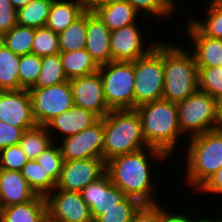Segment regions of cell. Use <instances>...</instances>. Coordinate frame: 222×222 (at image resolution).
<instances>
[{
    "instance_id": "cell-1",
    "label": "cell",
    "mask_w": 222,
    "mask_h": 222,
    "mask_svg": "<svg viewBox=\"0 0 222 222\" xmlns=\"http://www.w3.org/2000/svg\"><path fill=\"white\" fill-rule=\"evenodd\" d=\"M150 152H146V151ZM140 151L120 155L106 162V173L111 182L127 197L138 200L141 204H156L154 185L149 161L165 160L169 157L161 150L148 147ZM149 154V156L147 155ZM156 200V201H155Z\"/></svg>"
},
{
    "instance_id": "cell-2",
    "label": "cell",
    "mask_w": 222,
    "mask_h": 222,
    "mask_svg": "<svg viewBox=\"0 0 222 222\" xmlns=\"http://www.w3.org/2000/svg\"><path fill=\"white\" fill-rule=\"evenodd\" d=\"M142 121V132L148 147L173 155L183 135L178 121L177 103L160 99L137 106ZM176 147V148H175Z\"/></svg>"
},
{
    "instance_id": "cell-3",
    "label": "cell",
    "mask_w": 222,
    "mask_h": 222,
    "mask_svg": "<svg viewBox=\"0 0 222 222\" xmlns=\"http://www.w3.org/2000/svg\"><path fill=\"white\" fill-rule=\"evenodd\" d=\"M148 148L136 109L111 110L104 117L103 160Z\"/></svg>"
},
{
    "instance_id": "cell-4",
    "label": "cell",
    "mask_w": 222,
    "mask_h": 222,
    "mask_svg": "<svg viewBox=\"0 0 222 222\" xmlns=\"http://www.w3.org/2000/svg\"><path fill=\"white\" fill-rule=\"evenodd\" d=\"M164 90L162 99L184 101L198 88V67L192 52L163 40Z\"/></svg>"
},
{
    "instance_id": "cell-5",
    "label": "cell",
    "mask_w": 222,
    "mask_h": 222,
    "mask_svg": "<svg viewBox=\"0 0 222 222\" xmlns=\"http://www.w3.org/2000/svg\"><path fill=\"white\" fill-rule=\"evenodd\" d=\"M185 150V182L198 191L222 168V127L190 137Z\"/></svg>"
},
{
    "instance_id": "cell-6",
    "label": "cell",
    "mask_w": 222,
    "mask_h": 222,
    "mask_svg": "<svg viewBox=\"0 0 222 222\" xmlns=\"http://www.w3.org/2000/svg\"><path fill=\"white\" fill-rule=\"evenodd\" d=\"M134 109L162 99L164 90L163 40L145 56L134 61Z\"/></svg>"
},
{
    "instance_id": "cell-7",
    "label": "cell",
    "mask_w": 222,
    "mask_h": 222,
    "mask_svg": "<svg viewBox=\"0 0 222 222\" xmlns=\"http://www.w3.org/2000/svg\"><path fill=\"white\" fill-rule=\"evenodd\" d=\"M99 73L108 108L134 109V61H111L100 65Z\"/></svg>"
},
{
    "instance_id": "cell-8",
    "label": "cell",
    "mask_w": 222,
    "mask_h": 222,
    "mask_svg": "<svg viewBox=\"0 0 222 222\" xmlns=\"http://www.w3.org/2000/svg\"><path fill=\"white\" fill-rule=\"evenodd\" d=\"M178 121L182 134L189 137L221 128L216 114L215 98L197 90L184 101L177 103Z\"/></svg>"
},
{
    "instance_id": "cell-9",
    "label": "cell",
    "mask_w": 222,
    "mask_h": 222,
    "mask_svg": "<svg viewBox=\"0 0 222 222\" xmlns=\"http://www.w3.org/2000/svg\"><path fill=\"white\" fill-rule=\"evenodd\" d=\"M28 92L32 116L37 125L45 126L55 116L74 105L69 81L44 88H30Z\"/></svg>"
},
{
    "instance_id": "cell-10",
    "label": "cell",
    "mask_w": 222,
    "mask_h": 222,
    "mask_svg": "<svg viewBox=\"0 0 222 222\" xmlns=\"http://www.w3.org/2000/svg\"><path fill=\"white\" fill-rule=\"evenodd\" d=\"M59 144L64 161L103 159L104 118Z\"/></svg>"
},
{
    "instance_id": "cell-11",
    "label": "cell",
    "mask_w": 222,
    "mask_h": 222,
    "mask_svg": "<svg viewBox=\"0 0 222 222\" xmlns=\"http://www.w3.org/2000/svg\"><path fill=\"white\" fill-rule=\"evenodd\" d=\"M54 190L45 197L48 222H94L80 192Z\"/></svg>"
},
{
    "instance_id": "cell-12",
    "label": "cell",
    "mask_w": 222,
    "mask_h": 222,
    "mask_svg": "<svg viewBox=\"0 0 222 222\" xmlns=\"http://www.w3.org/2000/svg\"><path fill=\"white\" fill-rule=\"evenodd\" d=\"M106 173L103 159L88 158L64 161L55 189L81 192L88 184Z\"/></svg>"
},
{
    "instance_id": "cell-13",
    "label": "cell",
    "mask_w": 222,
    "mask_h": 222,
    "mask_svg": "<svg viewBox=\"0 0 222 222\" xmlns=\"http://www.w3.org/2000/svg\"><path fill=\"white\" fill-rule=\"evenodd\" d=\"M74 106L92 111L104 118L111 110L106 104L99 70L69 80Z\"/></svg>"
},
{
    "instance_id": "cell-14",
    "label": "cell",
    "mask_w": 222,
    "mask_h": 222,
    "mask_svg": "<svg viewBox=\"0 0 222 222\" xmlns=\"http://www.w3.org/2000/svg\"><path fill=\"white\" fill-rule=\"evenodd\" d=\"M138 26L137 23H134L111 32L112 61H136L138 58L147 55L160 41L157 40L150 44L151 47H144L146 41H144V34L140 32Z\"/></svg>"
},
{
    "instance_id": "cell-15",
    "label": "cell",
    "mask_w": 222,
    "mask_h": 222,
    "mask_svg": "<svg viewBox=\"0 0 222 222\" xmlns=\"http://www.w3.org/2000/svg\"><path fill=\"white\" fill-rule=\"evenodd\" d=\"M0 121L23 130L37 125L28 89L0 91Z\"/></svg>"
},
{
    "instance_id": "cell-16",
    "label": "cell",
    "mask_w": 222,
    "mask_h": 222,
    "mask_svg": "<svg viewBox=\"0 0 222 222\" xmlns=\"http://www.w3.org/2000/svg\"><path fill=\"white\" fill-rule=\"evenodd\" d=\"M110 39L111 31L94 11L87 10L85 49L99 66L112 61Z\"/></svg>"
},
{
    "instance_id": "cell-17",
    "label": "cell",
    "mask_w": 222,
    "mask_h": 222,
    "mask_svg": "<svg viewBox=\"0 0 222 222\" xmlns=\"http://www.w3.org/2000/svg\"><path fill=\"white\" fill-rule=\"evenodd\" d=\"M99 119L100 117L92 111L73 105L67 111L55 116L45 126L52 140H55L53 136L54 131L64 135L61 139H66L92 126Z\"/></svg>"
},
{
    "instance_id": "cell-18",
    "label": "cell",
    "mask_w": 222,
    "mask_h": 222,
    "mask_svg": "<svg viewBox=\"0 0 222 222\" xmlns=\"http://www.w3.org/2000/svg\"><path fill=\"white\" fill-rule=\"evenodd\" d=\"M82 199L89 206L92 214L98 207L110 208L118 206L126 194L114 185L107 173L98 180L88 184L81 192Z\"/></svg>"
},
{
    "instance_id": "cell-19",
    "label": "cell",
    "mask_w": 222,
    "mask_h": 222,
    "mask_svg": "<svg viewBox=\"0 0 222 222\" xmlns=\"http://www.w3.org/2000/svg\"><path fill=\"white\" fill-rule=\"evenodd\" d=\"M186 35L192 38L195 50L193 56L197 67H222V39L204 36L189 20Z\"/></svg>"
},
{
    "instance_id": "cell-20",
    "label": "cell",
    "mask_w": 222,
    "mask_h": 222,
    "mask_svg": "<svg viewBox=\"0 0 222 222\" xmlns=\"http://www.w3.org/2000/svg\"><path fill=\"white\" fill-rule=\"evenodd\" d=\"M36 193L30 188L21 171L0 169L1 208L32 200Z\"/></svg>"
},
{
    "instance_id": "cell-21",
    "label": "cell",
    "mask_w": 222,
    "mask_h": 222,
    "mask_svg": "<svg viewBox=\"0 0 222 222\" xmlns=\"http://www.w3.org/2000/svg\"><path fill=\"white\" fill-rule=\"evenodd\" d=\"M0 219L3 222H48L46 198L36 195L28 202L1 208Z\"/></svg>"
},
{
    "instance_id": "cell-22",
    "label": "cell",
    "mask_w": 222,
    "mask_h": 222,
    "mask_svg": "<svg viewBox=\"0 0 222 222\" xmlns=\"http://www.w3.org/2000/svg\"><path fill=\"white\" fill-rule=\"evenodd\" d=\"M94 12L112 32L122 27L136 23L140 15L133 6L125 0H116L99 6Z\"/></svg>"
},
{
    "instance_id": "cell-23",
    "label": "cell",
    "mask_w": 222,
    "mask_h": 222,
    "mask_svg": "<svg viewBox=\"0 0 222 222\" xmlns=\"http://www.w3.org/2000/svg\"><path fill=\"white\" fill-rule=\"evenodd\" d=\"M84 11L80 0H53L45 27L59 34Z\"/></svg>"
},
{
    "instance_id": "cell-24",
    "label": "cell",
    "mask_w": 222,
    "mask_h": 222,
    "mask_svg": "<svg viewBox=\"0 0 222 222\" xmlns=\"http://www.w3.org/2000/svg\"><path fill=\"white\" fill-rule=\"evenodd\" d=\"M60 57L68 80L99 70V65L85 48L77 51L60 52Z\"/></svg>"
},
{
    "instance_id": "cell-25",
    "label": "cell",
    "mask_w": 222,
    "mask_h": 222,
    "mask_svg": "<svg viewBox=\"0 0 222 222\" xmlns=\"http://www.w3.org/2000/svg\"><path fill=\"white\" fill-rule=\"evenodd\" d=\"M54 141L44 125H35L23 132L19 145L28 160H36Z\"/></svg>"
},
{
    "instance_id": "cell-26",
    "label": "cell",
    "mask_w": 222,
    "mask_h": 222,
    "mask_svg": "<svg viewBox=\"0 0 222 222\" xmlns=\"http://www.w3.org/2000/svg\"><path fill=\"white\" fill-rule=\"evenodd\" d=\"M20 56L0 41V91L19 90Z\"/></svg>"
},
{
    "instance_id": "cell-27",
    "label": "cell",
    "mask_w": 222,
    "mask_h": 222,
    "mask_svg": "<svg viewBox=\"0 0 222 222\" xmlns=\"http://www.w3.org/2000/svg\"><path fill=\"white\" fill-rule=\"evenodd\" d=\"M142 204L132 197H125L118 206L110 208L98 207L91 217L94 222H131L134 213Z\"/></svg>"
},
{
    "instance_id": "cell-28",
    "label": "cell",
    "mask_w": 222,
    "mask_h": 222,
    "mask_svg": "<svg viewBox=\"0 0 222 222\" xmlns=\"http://www.w3.org/2000/svg\"><path fill=\"white\" fill-rule=\"evenodd\" d=\"M87 10L59 33L60 52L77 51L86 46Z\"/></svg>"
},
{
    "instance_id": "cell-29",
    "label": "cell",
    "mask_w": 222,
    "mask_h": 222,
    "mask_svg": "<svg viewBox=\"0 0 222 222\" xmlns=\"http://www.w3.org/2000/svg\"><path fill=\"white\" fill-rule=\"evenodd\" d=\"M53 0H32L17 10V23L21 26L38 29L45 27Z\"/></svg>"
},
{
    "instance_id": "cell-30",
    "label": "cell",
    "mask_w": 222,
    "mask_h": 222,
    "mask_svg": "<svg viewBox=\"0 0 222 222\" xmlns=\"http://www.w3.org/2000/svg\"><path fill=\"white\" fill-rule=\"evenodd\" d=\"M21 174L36 195L46 197L56 187V182L45 172L36 160H28L22 167Z\"/></svg>"
},
{
    "instance_id": "cell-31",
    "label": "cell",
    "mask_w": 222,
    "mask_h": 222,
    "mask_svg": "<svg viewBox=\"0 0 222 222\" xmlns=\"http://www.w3.org/2000/svg\"><path fill=\"white\" fill-rule=\"evenodd\" d=\"M34 33L35 28L17 24L10 31L6 32L0 38V41L19 56L32 54Z\"/></svg>"
},
{
    "instance_id": "cell-32",
    "label": "cell",
    "mask_w": 222,
    "mask_h": 222,
    "mask_svg": "<svg viewBox=\"0 0 222 222\" xmlns=\"http://www.w3.org/2000/svg\"><path fill=\"white\" fill-rule=\"evenodd\" d=\"M69 81L64 73L60 53L43 56L42 67L32 88H44Z\"/></svg>"
},
{
    "instance_id": "cell-33",
    "label": "cell",
    "mask_w": 222,
    "mask_h": 222,
    "mask_svg": "<svg viewBox=\"0 0 222 222\" xmlns=\"http://www.w3.org/2000/svg\"><path fill=\"white\" fill-rule=\"evenodd\" d=\"M206 16L202 20L196 17L189 21L204 35L210 38L222 39V7L213 5L210 1L206 9Z\"/></svg>"
},
{
    "instance_id": "cell-34",
    "label": "cell",
    "mask_w": 222,
    "mask_h": 222,
    "mask_svg": "<svg viewBox=\"0 0 222 222\" xmlns=\"http://www.w3.org/2000/svg\"><path fill=\"white\" fill-rule=\"evenodd\" d=\"M134 9L141 14L144 15V18H148L149 16L155 15V19H164L166 20L169 16L175 14L176 11V2L175 0H125ZM151 14V15H150Z\"/></svg>"
},
{
    "instance_id": "cell-35",
    "label": "cell",
    "mask_w": 222,
    "mask_h": 222,
    "mask_svg": "<svg viewBox=\"0 0 222 222\" xmlns=\"http://www.w3.org/2000/svg\"><path fill=\"white\" fill-rule=\"evenodd\" d=\"M60 53L59 34L46 27L35 29L32 54L40 57Z\"/></svg>"
},
{
    "instance_id": "cell-36",
    "label": "cell",
    "mask_w": 222,
    "mask_h": 222,
    "mask_svg": "<svg viewBox=\"0 0 222 222\" xmlns=\"http://www.w3.org/2000/svg\"><path fill=\"white\" fill-rule=\"evenodd\" d=\"M42 67V57L35 54L20 56L19 61V89L32 88Z\"/></svg>"
},
{
    "instance_id": "cell-37",
    "label": "cell",
    "mask_w": 222,
    "mask_h": 222,
    "mask_svg": "<svg viewBox=\"0 0 222 222\" xmlns=\"http://www.w3.org/2000/svg\"><path fill=\"white\" fill-rule=\"evenodd\" d=\"M198 88L216 98L222 94V67H198Z\"/></svg>"
},
{
    "instance_id": "cell-38",
    "label": "cell",
    "mask_w": 222,
    "mask_h": 222,
    "mask_svg": "<svg viewBox=\"0 0 222 222\" xmlns=\"http://www.w3.org/2000/svg\"><path fill=\"white\" fill-rule=\"evenodd\" d=\"M54 141L47 149H45L36 159L38 164L45 172L57 182L62 171L63 156L60 146ZM56 144V145H55ZM55 145V146H54Z\"/></svg>"
},
{
    "instance_id": "cell-39",
    "label": "cell",
    "mask_w": 222,
    "mask_h": 222,
    "mask_svg": "<svg viewBox=\"0 0 222 222\" xmlns=\"http://www.w3.org/2000/svg\"><path fill=\"white\" fill-rule=\"evenodd\" d=\"M28 159L19 144L0 150V169L21 171Z\"/></svg>"
},
{
    "instance_id": "cell-40",
    "label": "cell",
    "mask_w": 222,
    "mask_h": 222,
    "mask_svg": "<svg viewBox=\"0 0 222 222\" xmlns=\"http://www.w3.org/2000/svg\"><path fill=\"white\" fill-rule=\"evenodd\" d=\"M17 24V10L9 0H0V38Z\"/></svg>"
},
{
    "instance_id": "cell-41",
    "label": "cell",
    "mask_w": 222,
    "mask_h": 222,
    "mask_svg": "<svg viewBox=\"0 0 222 222\" xmlns=\"http://www.w3.org/2000/svg\"><path fill=\"white\" fill-rule=\"evenodd\" d=\"M24 130L0 121V150L19 144Z\"/></svg>"
},
{
    "instance_id": "cell-42",
    "label": "cell",
    "mask_w": 222,
    "mask_h": 222,
    "mask_svg": "<svg viewBox=\"0 0 222 222\" xmlns=\"http://www.w3.org/2000/svg\"><path fill=\"white\" fill-rule=\"evenodd\" d=\"M131 222H160V205L142 204L134 213Z\"/></svg>"
},
{
    "instance_id": "cell-43",
    "label": "cell",
    "mask_w": 222,
    "mask_h": 222,
    "mask_svg": "<svg viewBox=\"0 0 222 222\" xmlns=\"http://www.w3.org/2000/svg\"><path fill=\"white\" fill-rule=\"evenodd\" d=\"M200 192H210L222 195V168H220L200 189Z\"/></svg>"
},
{
    "instance_id": "cell-44",
    "label": "cell",
    "mask_w": 222,
    "mask_h": 222,
    "mask_svg": "<svg viewBox=\"0 0 222 222\" xmlns=\"http://www.w3.org/2000/svg\"><path fill=\"white\" fill-rule=\"evenodd\" d=\"M160 222H191V217L189 214L185 215L184 212H169L160 206Z\"/></svg>"
},
{
    "instance_id": "cell-45",
    "label": "cell",
    "mask_w": 222,
    "mask_h": 222,
    "mask_svg": "<svg viewBox=\"0 0 222 222\" xmlns=\"http://www.w3.org/2000/svg\"><path fill=\"white\" fill-rule=\"evenodd\" d=\"M83 8L88 11H94L99 6L116 1V0H80Z\"/></svg>"
},
{
    "instance_id": "cell-46",
    "label": "cell",
    "mask_w": 222,
    "mask_h": 222,
    "mask_svg": "<svg viewBox=\"0 0 222 222\" xmlns=\"http://www.w3.org/2000/svg\"><path fill=\"white\" fill-rule=\"evenodd\" d=\"M216 114L222 125V94L215 98Z\"/></svg>"
},
{
    "instance_id": "cell-47",
    "label": "cell",
    "mask_w": 222,
    "mask_h": 222,
    "mask_svg": "<svg viewBox=\"0 0 222 222\" xmlns=\"http://www.w3.org/2000/svg\"><path fill=\"white\" fill-rule=\"evenodd\" d=\"M11 5L16 9H20L23 6H26L29 2H31L32 0H9Z\"/></svg>"
},
{
    "instance_id": "cell-48",
    "label": "cell",
    "mask_w": 222,
    "mask_h": 222,
    "mask_svg": "<svg viewBox=\"0 0 222 222\" xmlns=\"http://www.w3.org/2000/svg\"><path fill=\"white\" fill-rule=\"evenodd\" d=\"M193 217H191V222H219V218L218 219H216V218H214V219H210L209 217H207V218H201V219H192Z\"/></svg>"
},
{
    "instance_id": "cell-49",
    "label": "cell",
    "mask_w": 222,
    "mask_h": 222,
    "mask_svg": "<svg viewBox=\"0 0 222 222\" xmlns=\"http://www.w3.org/2000/svg\"><path fill=\"white\" fill-rule=\"evenodd\" d=\"M213 5L222 7V0H209Z\"/></svg>"
}]
</instances>
